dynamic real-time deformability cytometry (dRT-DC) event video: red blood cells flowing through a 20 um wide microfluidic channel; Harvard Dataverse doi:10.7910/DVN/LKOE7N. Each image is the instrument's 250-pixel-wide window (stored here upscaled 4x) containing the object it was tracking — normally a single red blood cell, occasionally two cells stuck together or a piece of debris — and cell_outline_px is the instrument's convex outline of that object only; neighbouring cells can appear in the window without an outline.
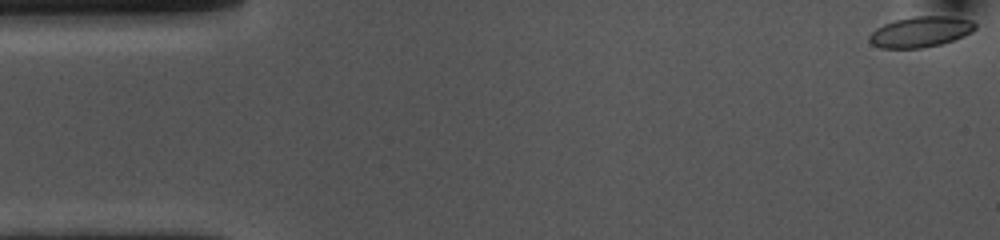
{"species": "common noctule bat (a hibernating species)", "species_latin": "Nyctalus noctula", "temperature_condition": "cold", "stored_images_in_passage": 55, "camera_frame_rate_fps": 3000, "um_per_image_px": 0.085, "animal": {"sex": "female", "body_mass_g": 10.0, "forearm_length_mm": 53.1}, "frame": {"image": 1, "passage_image": 1, "time_ms": 0.0, "image_size_px": [1000, 240], "cell_outline_px": [[976, 28], [972, 32], [964, 36], [940, 44], [924, 48], [880, 48], [872, 44], [868, 40], [868, 36], [876, 28], [884, 24], [896, 20], [916, 16], [952, 16], [972, 20], [976, 24]], "centroid_in_image_um": [78.26, 2.7], "position_along_channel_um": 6.7, "area_um2": 18.96}}
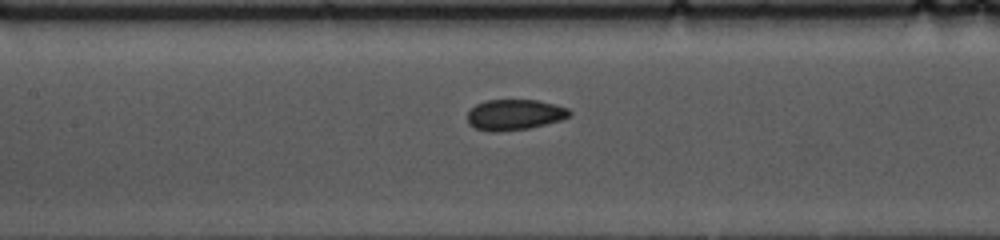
{"frame": {"image": 2, "passage_image": 24, "time_ms": 7.667, "image_size_px": [1000, 240], "cell_outline_px": [[572, 112], [568, 116], [560, 120], [528, 128], [492, 132], [476, 128], [468, 124], [468, 112], [476, 104], [484, 100], [536, 100], [556, 104], [568, 108]], "centroid_in_image_um": [43.72, 9.73], "position_along_channel_um": 163.7, "area_um2": 18.09}}
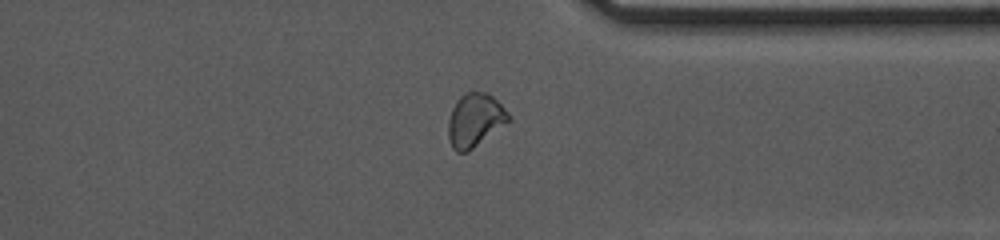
{"frame": {"image": 3, "passage_image": 42, "time_ms": 13.667, "image_size_px": [1000, 240], "cell_outline_px": [[512, 120], [468, 152], [456, 152], [452, 148], [448, 140], [448, 120], [452, 108], [456, 100], [464, 92], [488, 92], [512, 116]], "centroid_in_image_um": [40.37, 10.22], "position_along_channel_um": 371.0, "area_um2": 19.07}, "authors_computed_cell_mechanics": {"area_um2": 18.9006, "velocity_mm_per_s": 3.5399, "shape_relaxation_time_tau1_ms": 5.924, "shape_relaxation_time_tau2_ms": 1.2831, "deformation_change_tau1": 0.095, "deformation_change_tau2": 0.0571}}